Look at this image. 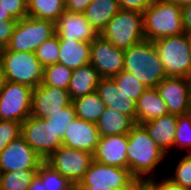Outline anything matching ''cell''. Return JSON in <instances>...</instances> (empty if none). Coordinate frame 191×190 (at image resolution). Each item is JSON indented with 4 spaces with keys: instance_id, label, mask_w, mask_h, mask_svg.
Listing matches in <instances>:
<instances>
[{
    "instance_id": "cell-20",
    "label": "cell",
    "mask_w": 191,
    "mask_h": 190,
    "mask_svg": "<svg viewBox=\"0 0 191 190\" xmlns=\"http://www.w3.org/2000/svg\"><path fill=\"white\" fill-rule=\"evenodd\" d=\"M177 115L168 114L141 124L164 153L174 147Z\"/></svg>"
},
{
    "instance_id": "cell-7",
    "label": "cell",
    "mask_w": 191,
    "mask_h": 190,
    "mask_svg": "<svg viewBox=\"0 0 191 190\" xmlns=\"http://www.w3.org/2000/svg\"><path fill=\"white\" fill-rule=\"evenodd\" d=\"M55 34L54 22L27 16L17 20L6 49L19 52H35L40 45Z\"/></svg>"
},
{
    "instance_id": "cell-45",
    "label": "cell",
    "mask_w": 191,
    "mask_h": 190,
    "mask_svg": "<svg viewBox=\"0 0 191 190\" xmlns=\"http://www.w3.org/2000/svg\"><path fill=\"white\" fill-rule=\"evenodd\" d=\"M0 20H16L8 11H6L2 2H0Z\"/></svg>"
},
{
    "instance_id": "cell-14",
    "label": "cell",
    "mask_w": 191,
    "mask_h": 190,
    "mask_svg": "<svg viewBox=\"0 0 191 190\" xmlns=\"http://www.w3.org/2000/svg\"><path fill=\"white\" fill-rule=\"evenodd\" d=\"M71 104L66 89L39 84L32 92L31 116L46 119Z\"/></svg>"
},
{
    "instance_id": "cell-35",
    "label": "cell",
    "mask_w": 191,
    "mask_h": 190,
    "mask_svg": "<svg viewBox=\"0 0 191 190\" xmlns=\"http://www.w3.org/2000/svg\"><path fill=\"white\" fill-rule=\"evenodd\" d=\"M172 182L191 190V153L185 154L178 162L174 173L169 176Z\"/></svg>"
},
{
    "instance_id": "cell-10",
    "label": "cell",
    "mask_w": 191,
    "mask_h": 190,
    "mask_svg": "<svg viewBox=\"0 0 191 190\" xmlns=\"http://www.w3.org/2000/svg\"><path fill=\"white\" fill-rule=\"evenodd\" d=\"M21 136L43 160L63 146L50 123L39 117L29 116L21 123Z\"/></svg>"
},
{
    "instance_id": "cell-4",
    "label": "cell",
    "mask_w": 191,
    "mask_h": 190,
    "mask_svg": "<svg viewBox=\"0 0 191 190\" xmlns=\"http://www.w3.org/2000/svg\"><path fill=\"white\" fill-rule=\"evenodd\" d=\"M145 40L178 36L186 32L182 20V8L171 2L148 6L143 12Z\"/></svg>"
},
{
    "instance_id": "cell-21",
    "label": "cell",
    "mask_w": 191,
    "mask_h": 190,
    "mask_svg": "<svg viewBox=\"0 0 191 190\" xmlns=\"http://www.w3.org/2000/svg\"><path fill=\"white\" fill-rule=\"evenodd\" d=\"M91 42L59 39V57L57 63L72 70L89 64Z\"/></svg>"
},
{
    "instance_id": "cell-8",
    "label": "cell",
    "mask_w": 191,
    "mask_h": 190,
    "mask_svg": "<svg viewBox=\"0 0 191 190\" xmlns=\"http://www.w3.org/2000/svg\"><path fill=\"white\" fill-rule=\"evenodd\" d=\"M5 81L35 89L42 82L43 66L35 52L11 51L5 48L2 59Z\"/></svg>"
},
{
    "instance_id": "cell-15",
    "label": "cell",
    "mask_w": 191,
    "mask_h": 190,
    "mask_svg": "<svg viewBox=\"0 0 191 190\" xmlns=\"http://www.w3.org/2000/svg\"><path fill=\"white\" fill-rule=\"evenodd\" d=\"M44 160L25 142L22 136L11 141L0 153V173L38 169Z\"/></svg>"
},
{
    "instance_id": "cell-9",
    "label": "cell",
    "mask_w": 191,
    "mask_h": 190,
    "mask_svg": "<svg viewBox=\"0 0 191 190\" xmlns=\"http://www.w3.org/2000/svg\"><path fill=\"white\" fill-rule=\"evenodd\" d=\"M33 88L5 81L0 88V120L23 123L31 116Z\"/></svg>"
},
{
    "instance_id": "cell-29",
    "label": "cell",
    "mask_w": 191,
    "mask_h": 190,
    "mask_svg": "<svg viewBox=\"0 0 191 190\" xmlns=\"http://www.w3.org/2000/svg\"><path fill=\"white\" fill-rule=\"evenodd\" d=\"M38 169L0 173V190H28Z\"/></svg>"
},
{
    "instance_id": "cell-42",
    "label": "cell",
    "mask_w": 191,
    "mask_h": 190,
    "mask_svg": "<svg viewBox=\"0 0 191 190\" xmlns=\"http://www.w3.org/2000/svg\"><path fill=\"white\" fill-rule=\"evenodd\" d=\"M131 190H158L150 180H136Z\"/></svg>"
},
{
    "instance_id": "cell-32",
    "label": "cell",
    "mask_w": 191,
    "mask_h": 190,
    "mask_svg": "<svg viewBox=\"0 0 191 190\" xmlns=\"http://www.w3.org/2000/svg\"><path fill=\"white\" fill-rule=\"evenodd\" d=\"M76 118L73 104L65 107L60 112L46 118V122L50 123L56 135L63 141L68 125Z\"/></svg>"
},
{
    "instance_id": "cell-34",
    "label": "cell",
    "mask_w": 191,
    "mask_h": 190,
    "mask_svg": "<svg viewBox=\"0 0 191 190\" xmlns=\"http://www.w3.org/2000/svg\"><path fill=\"white\" fill-rule=\"evenodd\" d=\"M59 37L55 34L40 45L35 55L43 67L57 63L59 57Z\"/></svg>"
},
{
    "instance_id": "cell-37",
    "label": "cell",
    "mask_w": 191,
    "mask_h": 190,
    "mask_svg": "<svg viewBox=\"0 0 191 190\" xmlns=\"http://www.w3.org/2000/svg\"><path fill=\"white\" fill-rule=\"evenodd\" d=\"M6 11H8L16 20L28 16L27 0H0Z\"/></svg>"
},
{
    "instance_id": "cell-5",
    "label": "cell",
    "mask_w": 191,
    "mask_h": 190,
    "mask_svg": "<svg viewBox=\"0 0 191 190\" xmlns=\"http://www.w3.org/2000/svg\"><path fill=\"white\" fill-rule=\"evenodd\" d=\"M167 77L191 75V49L186 33L153 42Z\"/></svg>"
},
{
    "instance_id": "cell-27",
    "label": "cell",
    "mask_w": 191,
    "mask_h": 190,
    "mask_svg": "<svg viewBox=\"0 0 191 190\" xmlns=\"http://www.w3.org/2000/svg\"><path fill=\"white\" fill-rule=\"evenodd\" d=\"M29 17L49 20L54 23L66 11L64 0H27Z\"/></svg>"
},
{
    "instance_id": "cell-51",
    "label": "cell",
    "mask_w": 191,
    "mask_h": 190,
    "mask_svg": "<svg viewBox=\"0 0 191 190\" xmlns=\"http://www.w3.org/2000/svg\"><path fill=\"white\" fill-rule=\"evenodd\" d=\"M189 81H190V91H191V75L188 77Z\"/></svg>"
},
{
    "instance_id": "cell-16",
    "label": "cell",
    "mask_w": 191,
    "mask_h": 190,
    "mask_svg": "<svg viewBox=\"0 0 191 190\" xmlns=\"http://www.w3.org/2000/svg\"><path fill=\"white\" fill-rule=\"evenodd\" d=\"M128 134L99 137L93 160L109 166L127 168Z\"/></svg>"
},
{
    "instance_id": "cell-44",
    "label": "cell",
    "mask_w": 191,
    "mask_h": 190,
    "mask_svg": "<svg viewBox=\"0 0 191 190\" xmlns=\"http://www.w3.org/2000/svg\"><path fill=\"white\" fill-rule=\"evenodd\" d=\"M28 190H45L44 183L37 175L32 179Z\"/></svg>"
},
{
    "instance_id": "cell-31",
    "label": "cell",
    "mask_w": 191,
    "mask_h": 190,
    "mask_svg": "<svg viewBox=\"0 0 191 190\" xmlns=\"http://www.w3.org/2000/svg\"><path fill=\"white\" fill-rule=\"evenodd\" d=\"M117 87L120 88L129 98L137 101L142 93L147 89L136 77L126 71H121L112 77Z\"/></svg>"
},
{
    "instance_id": "cell-48",
    "label": "cell",
    "mask_w": 191,
    "mask_h": 190,
    "mask_svg": "<svg viewBox=\"0 0 191 190\" xmlns=\"http://www.w3.org/2000/svg\"><path fill=\"white\" fill-rule=\"evenodd\" d=\"M4 82H5V76L3 71V65L0 64V88L3 86Z\"/></svg>"
},
{
    "instance_id": "cell-38",
    "label": "cell",
    "mask_w": 191,
    "mask_h": 190,
    "mask_svg": "<svg viewBox=\"0 0 191 190\" xmlns=\"http://www.w3.org/2000/svg\"><path fill=\"white\" fill-rule=\"evenodd\" d=\"M17 20H0V44L6 47L9 44Z\"/></svg>"
},
{
    "instance_id": "cell-47",
    "label": "cell",
    "mask_w": 191,
    "mask_h": 190,
    "mask_svg": "<svg viewBox=\"0 0 191 190\" xmlns=\"http://www.w3.org/2000/svg\"><path fill=\"white\" fill-rule=\"evenodd\" d=\"M146 2L148 6H151V5L161 4L164 2H169V0H146Z\"/></svg>"
},
{
    "instance_id": "cell-26",
    "label": "cell",
    "mask_w": 191,
    "mask_h": 190,
    "mask_svg": "<svg viewBox=\"0 0 191 190\" xmlns=\"http://www.w3.org/2000/svg\"><path fill=\"white\" fill-rule=\"evenodd\" d=\"M76 117L87 122L97 123L106 109L105 103L97 92L72 100Z\"/></svg>"
},
{
    "instance_id": "cell-3",
    "label": "cell",
    "mask_w": 191,
    "mask_h": 190,
    "mask_svg": "<svg viewBox=\"0 0 191 190\" xmlns=\"http://www.w3.org/2000/svg\"><path fill=\"white\" fill-rule=\"evenodd\" d=\"M99 35L119 49H129L145 40L144 15L136 10L120 9Z\"/></svg>"
},
{
    "instance_id": "cell-11",
    "label": "cell",
    "mask_w": 191,
    "mask_h": 190,
    "mask_svg": "<svg viewBox=\"0 0 191 190\" xmlns=\"http://www.w3.org/2000/svg\"><path fill=\"white\" fill-rule=\"evenodd\" d=\"M45 161L76 185L83 179L84 174L89 169V166L93 161V154L61 146Z\"/></svg>"
},
{
    "instance_id": "cell-50",
    "label": "cell",
    "mask_w": 191,
    "mask_h": 190,
    "mask_svg": "<svg viewBox=\"0 0 191 190\" xmlns=\"http://www.w3.org/2000/svg\"><path fill=\"white\" fill-rule=\"evenodd\" d=\"M185 33H186V36L188 38L189 46H190V49H191V29L186 30Z\"/></svg>"
},
{
    "instance_id": "cell-41",
    "label": "cell",
    "mask_w": 191,
    "mask_h": 190,
    "mask_svg": "<svg viewBox=\"0 0 191 190\" xmlns=\"http://www.w3.org/2000/svg\"><path fill=\"white\" fill-rule=\"evenodd\" d=\"M157 178L151 179L150 181L158 188V190H190L187 188L182 187L181 185H178L174 182H172L170 179L165 178L157 182Z\"/></svg>"
},
{
    "instance_id": "cell-28",
    "label": "cell",
    "mask_w": 191,
    "mask_h": 190,
    "mask_svg": "<svg viewBox=\"0 0 191 190\" xmlns=\"http://www.w3.org/2000/svg\"><path fill=\"white\" fill-rule=\"evenodd\" d=\"M36 175L44 183L45 190H75V185L45 160L40 164Z\"/></svg>"
},
{
    "instance_id": "cell-24",
    "label": "cell",
    "mask_w": 191,
    "mask_h": 190,
    "mask_svg": "<svg viewBox=\"0 0 191 190\" xmlns=\"http://www.w3.org/2000/svg\"><path fill=\"white\" fill-rule=\"evenodd\" d=\"M135 125L130 116L108 107L96 123L100 137L128 134Z\"/></svg>"
},
{
    "instance_id": "cell-22",
    "label": "cell",
    "mask_w": 191,
    "mask_h": 190,
    "mask_svg": "<svg viewBox=\"0 0 191 190\" xmlns=\"http://www.w3.org/2000/svg\"><path fill=\"white\" fill-rule=\"evenodd\" d=\"M101 80L99 72L90 63L72 71L67 88L72 100L96 92Z\"/></svg>"
},
{
    "instance_id": "cell-49",
    "label": "cell",
    "mask_w": 191,
    "mask_h": 190,
    "mask_svg": "<svg viewBox=\"0 0 191 190\" xmlns=\"http://www.w3.org/2000/svg\"><path fill=\"white\" fill-rule=\"evenodd\" d=\"M6 47L0 44V64H2L3 54Z\"/></svg>"
},
{
    "instance_id": "cell-17",
    "label": "cell",
    "mask_w": 191,
    "mask_h": 190,
    "mask_svg": "<svg viewBox=\"0 0 191 190\" xmlns=\"http://www.w3.org/2000/svg\"><path fill=\"white\" fill-rule=\"evenodd\" d=\"M99 132L95 123L76 117L67 127L63 146L94 153L99 141Z\"/></svg>"
},
{
    "instance_id": "cell-36",
    "label": "cell",
    "mask_w": 191,
    "mask_h": 190,
    "mask_svg": "<svg viewBox=\"0 0 191 190\" xmlns=\"http://www.w3.org/2000/svg\"><path fill=\"white\" fill-rule=\"evenodd\" d=\"M21 136V123L12 120H0V153L7 145Z\"/></svg>"
},
{
    "instance_id": "cell-13",
    "label": "cell",
    "mask_w": 191,
    "mask_h": 190,
    "mask_svg": "<svg viewBox=\"0 0 191 190\" xmlns=\"http://www.w3.org/2000/svg\"><path fill=\"white\" fill-rule=\"evenodd\" d=\"M166 103L169 114L191 112L190 81L185 77H166L155 87Z\"/></svg>"
},
{
    "instance_id": "cell-46",
    "label": "cell",
    "mask_w": 191,
    "mask_h": 190,
    "mask_svg": "<svg viewBox=\"0 0 191 190\" xmlns=\"http://www.w3.org/2000/svg\"><path fill=\"white\" fill-rule=\"evenodd\" d=\"M169 2L174 3L175 5H178L181 8L191 5V0H169Z\"/></svg>"
},
{
    "instance_id": "cell-18",
    "label": "cell",
    "mask_w": 191,
    "mask_h": 190,
    "mask_svg": "<svg viewBox=\"0 0 191 190\" xmlns=\"http://www.w3.org/2000/svg\"><path fill=\"white\" fill-rule=\"evenodd\" d=\"M55 29L59 39L92 42L98 36L84 13L65 11L55 23Z\"/></svg>"
},
{
    "instance_id": "cell-33",
    "label": "cell",
    "mask_w": 191,
    "mask_h": 190,
    "mask_svg": "<svg viewBox=\"0 0 191 190\" xmlns=\"http://www.w3.org/2000/svg\"><path fill=\"white\" fill-rule=\"evenodd\" d=\"M174 146L191 153V112L178 115Z\"/></svg>"
},
{
    "instance_id": "cell-23",
    "label": "cell",
    "mask_w": 191,
    "mask_h": 190,
    "mask_svg": "<svg viewBox=\"0 0 191 190\" xmlns=\"http://www.w3.org/2000/svg\"><path fill=\"white\" fill-rule=\"evenodd\" d=\"M168 114L167 105L156 88H147L136 101V124Z\"/></svg>"
},
{
    "instance_id": "cell-12",
    "label": "cell",
    "mask_w": 191,
    "mask_h": 190,
    "mask_svg": "<svg viewBox=\"0 0 191 190\" xmlns=\"http://www.w3.org/2000/svg\"><path fill=\"white\" fill-rule=\"evenodd\" d=\"M101 78H112L123 71L124 50L98 35L90 46V62Z\"/></svg>"
},
{
    "instance_id": "cell-2",
    "label": "cell",
    "mask_w": 191,
    "mask_h": 190,
    "mask_svg": "<svg viewBox=\"0 0 191 190\" xmlns=\"http://www.w3.org/2000/svg\"><path fill=\"white\" fill-rule=\"evenodd\" d=\"M124 71L131 73L146 88H155L167 75L153 41L142 42L124 50Z\"/></svg>"
},
{
    "instance_id": "cell-40",
    "label": "cell",
    "mask_w": 191,
    "mask_h": 190,
    "mask_svg": "<svg viewBox=\"0 0 191 190\" xmlns=\"http://www.w3.org/2000/svg\"><path fill=\"white\" fill-rule=\"evenodd\" d=\"M121 9L144 12L148 8L146 0H118Z\"/></svg>"
},
{
    "instance_id": "cell-39",
    "label": "cell",
    "mask_w": 191,
    "mask_h": 190,
    "mask_svg": "<svg viewBox=\"0 0 191 190\" xmlns=\"http://www.w3.org/2000/svg\"><path fill=\"white\" fill-rule=\"evenodd\" d=\"M93 0H66L65 1V10L66 12L71 13H84L87 6Z\"/></svg>"
},
{
    "instance_id": "cell-1",
    "label": "cell",
    "mask_w": 191,
    "mask_h": 190,
    "mask_svg": "<svg viewBox=\"0 0 191 190\" xmlns=\"http://www.w3.org/2000/svg\"><path fill=\"white\" fill-rule=\"evenodd\" d=\"M166 156L142 125L136 124L128 133L127 168L136 180L154 179Z\"/></svg>"
},
{
    "instance_id": "cell-30",
    "label": "cell",
    "mask_w": 191,
    "mask_h": 190,
    "mask_svg": "<svg viewBox=\"0 0 191 190\" xmlns=\"http://www.w3.org/2000/svg\"><path fill=\"white\" fill-rule=\"evenodd\" d=\"M72 71V69L59 63L48 65L43 68L41 84L67 90L72 77Z\"/></svg>"
},
{
    "instance_id": "cell-43",
    "label": "cell",
    "mask_w": 191,
    "mask_h": 190,
    "mask_svg": "<svg viewBox=\"0 0 191 190\" xmlns=\"http://www.w3.org/2000/svg\"><path fill=\"white\" fill-rule=\"evenodd\" d=\"M182 20L185 30L191 29V5L182 8Z\"/></svg>"
},
{
    "instance_id": "cell-25",
    "label": "cell",
    "mask_w": 191,
    "mask_h": 190,
    "mask_svg": "<svg viewBox=\"0 0 191 190\" xmlns=\"http://www.w3.org/2000/svg\"><path fill=\"white\" fill-rule=\"evenodd\" d=\"M121 9L118 0H93L84 15L99 35L111 18Z\"/></svg>"
},
{
    "instance_id": "cell-19",
    "label": "cell",
    "mask_w": 191,
    "mask_h": 190,
    "mask_svg": "<svg viewBox=\"0 0 191 190\" xmlns=\"http://www.w3.org/2000/svg\"><path fill=\"white\" fill-rule=\"evenodd\" d=\"M96 92L106 107L126 114L136 122V101L118 88L112 78H101Z\"/></svg>"
},
{
    "instance_id": "cell-6",
    "label": "cell",
    "mask_w": 191,
    "mask_h": 190,
    "mask_svg": "<svg viewBox=\"0 0 191 190\" xmlns=\"http://www.w3.org/2000/svg\"><path fill=\"white\" fill-rule=\"evenodd\" d=\"M136 179L128 168L104 165L92 161L75 190H131Z\"/></svg>"
}]
</instances>
